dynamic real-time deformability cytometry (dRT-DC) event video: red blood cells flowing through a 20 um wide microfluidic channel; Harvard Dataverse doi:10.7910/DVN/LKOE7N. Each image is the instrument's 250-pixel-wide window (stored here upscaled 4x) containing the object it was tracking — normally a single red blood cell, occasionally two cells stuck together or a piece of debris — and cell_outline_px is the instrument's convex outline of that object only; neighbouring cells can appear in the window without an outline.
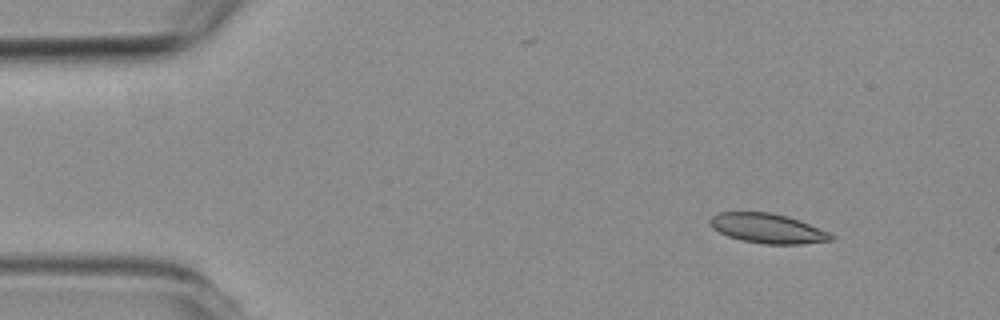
{"species": "common noctule bat (a hibernating species)", "species_latin": "Nyctalus noctula", "temperature_condition": "room temperature", "stored_images_in_passage": 4, "camera_frame_rate_fps": 3000, "um_per_image_px": 0.085, "animal": {"sex": "female", "body_mass_g": 19.3, "forearm_length_mm": 54.1}, "frame": {"image": 1, "passage_image": 1, "time_ms": 0.0, "image_size_px": [1000, 320], "cell_outline_px": [[836, 236], [832, 240], [800, 244], [764, 244], [740, 240], [728, 236], [712, 228], [708, 224], [708, 220], [716, 212], [772, 212], [788, 216], [800, 220], [828, 232]], "centroid_in_image_um": [65.21, 19.4], "position_along_channel_um": 19.8, "area_um2": 21.1}}